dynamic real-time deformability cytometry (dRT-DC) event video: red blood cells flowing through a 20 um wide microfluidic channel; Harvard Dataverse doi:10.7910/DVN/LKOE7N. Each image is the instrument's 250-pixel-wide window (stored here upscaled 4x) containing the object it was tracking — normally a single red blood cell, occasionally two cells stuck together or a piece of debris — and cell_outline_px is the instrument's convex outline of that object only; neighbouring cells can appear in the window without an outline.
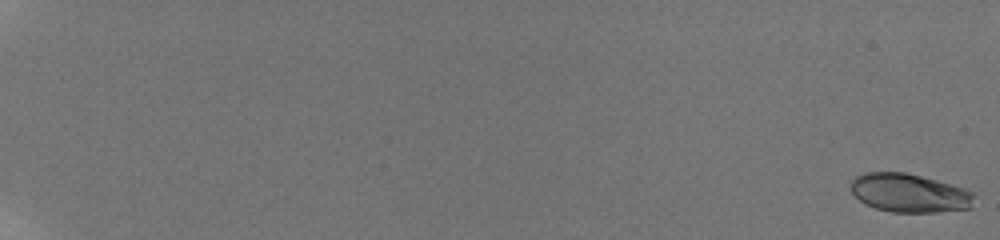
{"species": "human", "species_latin": "Homo sapiens", "temperature_condition": "room temperature", "stored_images_in_passage": 35, "camera_frame_rate_fps": 3000, "um_per_image_px": 0.085, "donor": {"sex": "male"}, "frame": {"image": 1, "passage_image": 1, "time_ms": 0.0, "image_size_px": [1000, 240], "cell_outline_px": [[972, 208], [936, 212], [892, 212], [876, 208], [860, 200], [852, 192], [852, 180], [856, 176], [864, 172], [904, 172], [952, 184], [964, 188], [972, 192]], "centroid_in_image_um": [77.3, 16.4], "position_along_channel_um": 7.7, "area_um2": 27.46}}
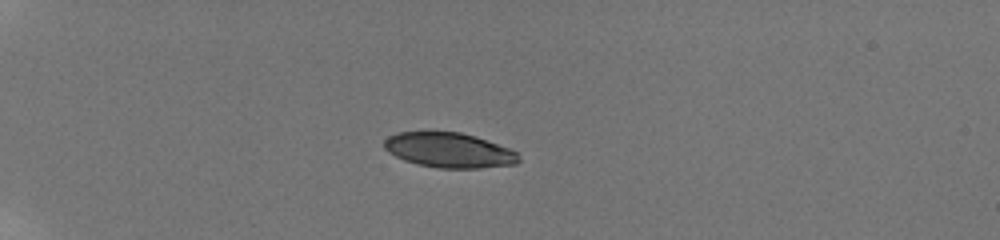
{"frame": {"image": 2, "passage_image": 21, "time_ms": 6.333, "image_size_px": [1000, 240], "cell_outline_px": [[520, 160], [516, 164], [480, 168], [436, 168], [404, 160], [388, 152], [384, 148], [384, 140], [388, 136], [396, 132], [460, 132], [476, 136], [508, 148], [516, 152]], "centroid_in_image_um": [38.16, 12.76], "position_along_channel_um": 46.8, "area_um2": 27.28}}
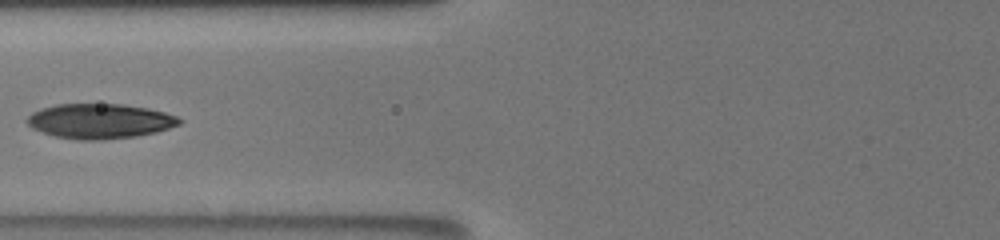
{"frame": {"image": 3, "passage_image": 29, "time_ms": 9.667, "image_size_px": [1000, 240], "cell_outline_px": [[184, 120], [180, 124], [156, 132], [136, 136], [100, 140], [80, 140], [56, 136], [32, 128], [28, 124], [28, 116], [32, 112], [56, 104], [124, 104], [148, 108], [164, 112], [176, 116]], "centroid_in_image_um": [8.52, 10.29], "position_along_channel_um": 117.3, "area_um2": 30.75}}